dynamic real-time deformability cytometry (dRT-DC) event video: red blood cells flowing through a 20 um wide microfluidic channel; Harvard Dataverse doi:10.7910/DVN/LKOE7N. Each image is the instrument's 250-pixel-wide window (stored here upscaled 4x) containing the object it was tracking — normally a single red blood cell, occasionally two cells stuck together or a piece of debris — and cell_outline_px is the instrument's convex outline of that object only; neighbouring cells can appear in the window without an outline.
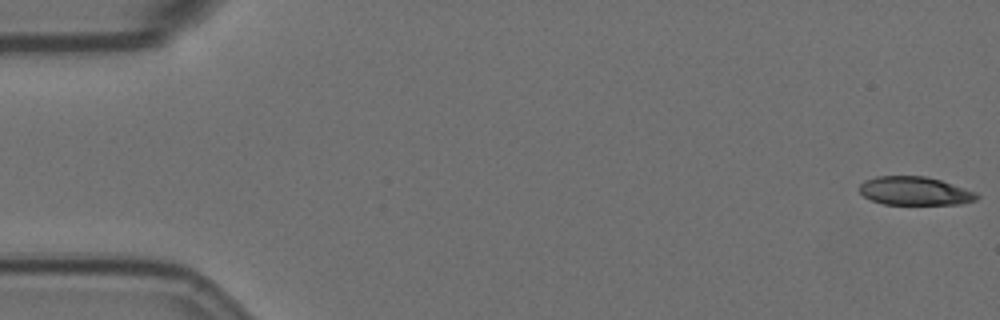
{"species": "Egyptian fruit bat (a non-hibernating species)", "species_latin": "Rousettus aegyptiacus", "temperature_condition": "room temperature", "stored_images_in_passage": 11, "camera_frame_rate_fps": 3000, "um_per_image_px": 0.085, "animal": {"sex": "female"}, "frame": {"image": 1, "passage_image": 1, "time_ms": 0.0, "image_size_px": [1000, 320], "cell_outline_px": [[980, 196], [976, 200], [960, 204], [884, 204], [872, 200], [864, 196], [860, 192], [860, 184], [864, 180], [876, 176], [924, 176], [940, 180], [976, 192]], "centroid_in_image_um": [77.75, 16.23], "position_along_channel_um": 7.2, "area_um2": 19.36}}